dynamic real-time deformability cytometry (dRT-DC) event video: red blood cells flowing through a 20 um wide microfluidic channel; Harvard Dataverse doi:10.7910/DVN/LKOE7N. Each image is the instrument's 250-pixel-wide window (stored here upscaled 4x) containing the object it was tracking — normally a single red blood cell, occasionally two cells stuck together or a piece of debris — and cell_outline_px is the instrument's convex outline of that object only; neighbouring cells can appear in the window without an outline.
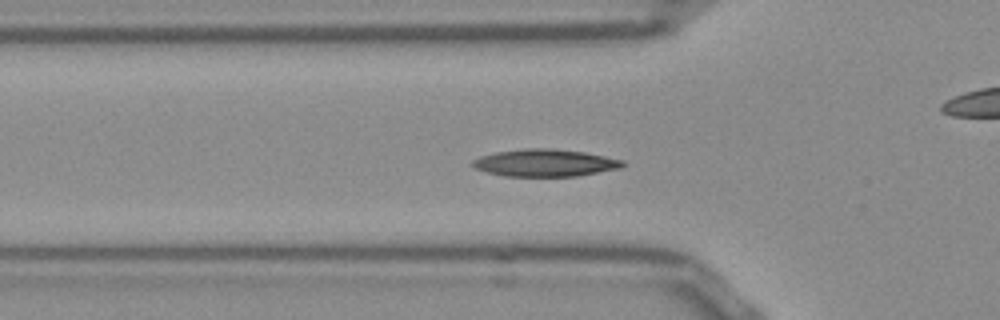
{"species": "Egyptian fruit bat (a non-hibernating species)", "species_latin": "Rousettus aegyptiacus", "temperature_condition": "room temperature", "stored_images_in_passage": 45, "camera_frame_rate_fps": 3000, "um_per_image_px": 0.085, "frame": {"image": 1, "passage_image": 8, "time_ms": 2.333, "image_size_px": [1000, 320], "cell_outline_px": [[628, 164], [620, 168], [576, 176], [504, 176], [488, 172], [476, 168], [472, 164], [472, 160], [480, 156], [496, 152], [524, 148], [552, 148], [584, 152], [624, 160]], "centroid_in_image_um": [46.35, 13.83], "position_along_channel_um": 79.4, "area_um2": 23.81}}
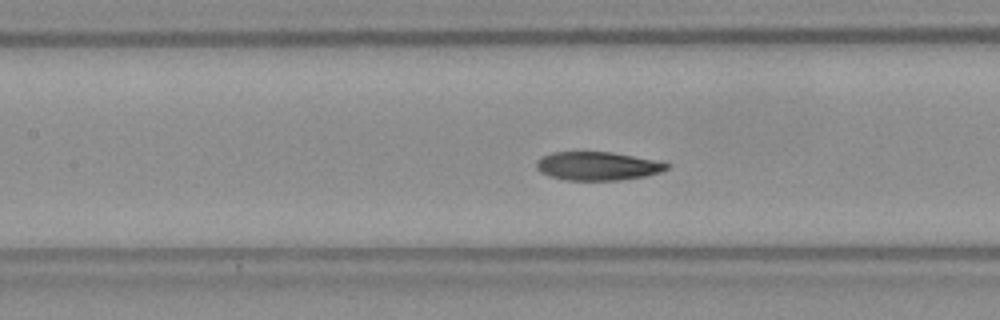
{"frame": {"image": 2, "passage_image": 14, "time_ms": 4.333, "image_size_px": [1000, 320], "cell_outline_px": [[672, 164], [668, 168], [660, 172], [644, 176], [620, 180], [568, 180], [548, 176], [540, 172], [536, 168], [536, 160], [552, 152], [612, 152]], "centroid_in_image_um": [50.75, 14.12], "position_along_channel_um": 156.6, "area_um2": 21.5}}
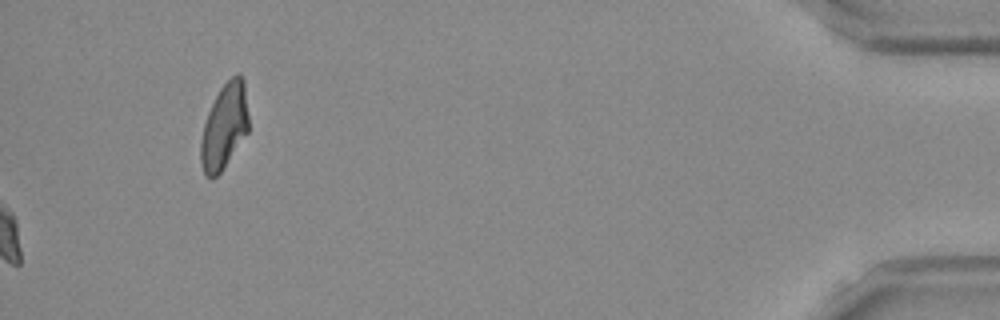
{"frame": {"image": 3, "passage_image": 45, "time_ms": 14.667, "image_size_px": [1000, 320], "cell_outline_px": [[248, 132], [220, 172], [212, 180], [204, 176], [200, 160], [200, 144], [204, 124], [208, 112], [220, 88], [232, 76], [240, 76], [244, 80], [248, 116]], "centroid_in_image_um": [19.05, 10.79], "position_along_channel_um": 416.2, "area_um2": 23.52}, "authors_computed_cell_mechanics": {"area_um2": 22.3686, "velocity_mm_per_s": 3.8064, "shape_relaxation_time_tau1_ms": 4.8615, "shape_relaxation_time_tau2_ms": 2.783, "deformation_change_tau1": 0.1537, "deformation_change_tau2": 0.0689}}